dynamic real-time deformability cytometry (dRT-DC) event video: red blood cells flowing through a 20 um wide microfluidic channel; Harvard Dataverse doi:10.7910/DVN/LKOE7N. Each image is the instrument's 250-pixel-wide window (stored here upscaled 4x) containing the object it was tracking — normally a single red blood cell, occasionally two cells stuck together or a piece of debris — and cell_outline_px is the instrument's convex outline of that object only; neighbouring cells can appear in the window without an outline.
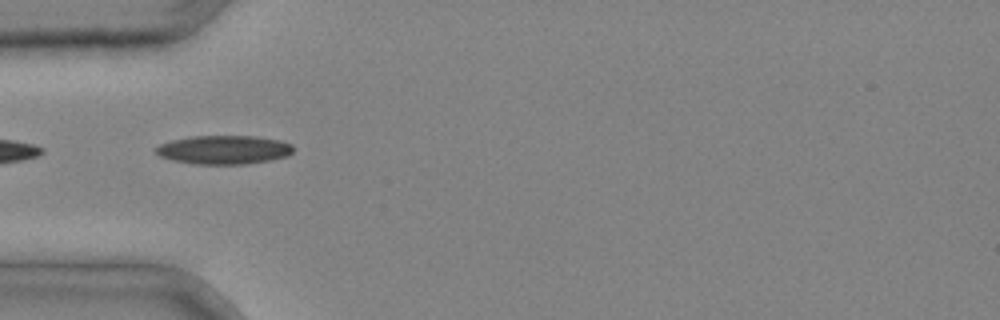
{"species": "common noctule bat (a hibernating species)", "species_latin": "Nyctalus noctula", "temperature_condition": "cold", "stored_images_in_passage": 3, "camera_frame_rate_fps": 3000, "um_per_image_px": 0.085, "animal": {"sex": "male", "body_mass_g": 20.4}, "frame": {"image": 1, "passage_image": 3, "time_ms": 0.667, "image_size_px": [1000, 320], "cell_outline_px": [[292, 152], [288, 156], [268, 160], [244, 164], [192, 164], [172, 160], [160, 156], [152, 148], [160, 144], [172, 140], [192, 136], [256, 136], [280, 140], [292, 144]], "centroid_in_image_um": [19.0, 12.73], "position_along_channel_um": 66.0, "area_um2": 23.06}}